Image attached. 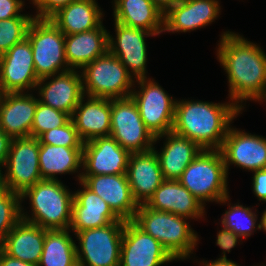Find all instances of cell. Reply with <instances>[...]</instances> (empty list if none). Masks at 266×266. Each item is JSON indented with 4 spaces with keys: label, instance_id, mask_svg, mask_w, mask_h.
I'll list each match as a JSON object with an SVG mask.
<instances>
[{
    "label": "cell",
    "instance_id": "52a82bcc",
    "mask_svg": "<svg viewBox=\"0 0 266 266\" xmlns=\"http://www.w3.org/2000/svg\"><path fill=\"white\" fill-rule=\"evenodd\" d=\"M27 38L39 79L71 70L65 55V34L50 19L34 18L28 28Z\"/></svg>",
    "mask_w": 266,
    "mask_h": 266
},
{
    "label": "cell",
    "instance_id": "ba28073f",
    "mask_svg": "<svg viewBox=\"0 0 266 266\" xmlns=\"http://www.w3.org/2000/svg\"><path fill=\"white\" fill-rule=\"evenodd\" d=\"M125 221L76 232L79 266H120L121 243Z\"/></svg>",
    "mask_w": 266,
    "mask_h": 266
},
{
    "label": "cell",
    "instance_id": "484cf974",
    "mask_svg": "<svg viewBox=\"0 0 266 266\" xmlns=\"http://www.w3.org/2000/svg\"><path fill=\"white\" fill-rule=\"evenodd\" d=\"M166 137L162 151L156 152L164 180H178L186 167L199 155L203 150L196 142L188 138L181 137L173 132L155 138Z\"/></svg>",
    "mask_w": 266,
    "mask_h": 266
},
{
    "label": "cell",
    "instance_id": "9c48e42d",
    "mask_svg": "<svg viewBox=\"0 0 266 266\" xmlns=\"http://www.w3.org/2000/svg\"><path fill=\"white\" fill-rule=\"evenodd\" d=\"M118 144L131 153L153 149L155 137L146 129L132 97L111 99V131Z\"/></svg>",
    "mask_w": 266,
    "mask_h": 266
},
{
    "label": "cell",
    "instance_id": "30bf717a",
    "mask_svg": "<svg viewBox=\"0 0 266 266\" xmlns=\"http://www.w3.org/2000/svg\"><path fill=\"white\" fill-rule=\"evenodd\" d=\"M140 91H132L146 129L156 138L172 132L175 118V104L165 90L154 80L138 79Z\"/></svg>",
    "mask_w": 266,
    "mask_h": 266
},
{
    "label": "cell",
    "instance_id": "7dc6e473",
    "mask_svg": "<svg viewBox=\"0 0 266 266\" xmlns=\"http://www.w3.org/2000/svg\"><path fill=\"white\" fill-rule=\"evenodd\" d=\"M33 4L35 5V3L37 2V0H32Z\"/></svg>",
    "mask_w": 266,
    "mask_h": 266
},
{
    "label": "cell",
    "instance_id": "74e56055",
    "mask_svg": "<svg viewBox=\"0 0 266 266\" xmlns=\"http://www.w3.org/2000/svg\"><path fill=\"white\" fill-rule=\"evenodd\" d=\"M23 6L24 1L22 0H0V20L14 17H31L28 14L19 13Z\"/></svg>",
    "mask_w": 266,
    "mask_h": 266
},
{
    "label": "cell",
    "instance_id": "e0dca14e",
    "mask_svg": "<svg viewBox=\"0 0 266 266\" xmlns=\"http://www.w3.org/2000/svg\"><path fill=\"white\" fill-rule=\"evenodd\" d=\"M80 180L100 196L120 219H134L139 205L132 196L127 174L81 175Z\"/></svg>",
    "mask_w": 266,
    "mask_h": 266
},
{
    "label": "cell",
    "instance_id": "f1b7e54d",
    "mask_svg": "<svg viewBox=\"0 0 266 266\" xmlns=\"http://www.w3.org/2000/svg\"><path fill=\"white\" fill-rule=\"evenodd\" d=\"M102 15L95 0H76L59 9L49 19L65 35H71L99 27Z\"/></svg>",
    "mask_w": 266,
    "mask_h": 266
},
{
    "label": "cell",
    "instance_id": "8992f818",
    "mask_svg": "<svg viewBox=\"0 0 266 266\" xmlns=\"http://www.w3.org/2000/svg\"><path fill=\"white\" fill-rule=\"evenodd\" d=\"M83 94L89 97L118 99L131 96L134 78L126 67L109 50L83 69ZM85 84V85H84ZM86 86V87H85Z\"/></svg>",
    "mask_w": 266,
    "mask_h": 266
},
{
    "label": "cell",
    "instance_id": "603a6c76",
    "mask_svg": "<svg viewBox=\"0 0 266 266\" xmlns=\"http://www.w3.org/2000/svg\"><path fill=\"white\" fill-rule=\"evenodd\" d=\"M146 205L153 210L192 219L202 218L205 213L204 204L178 180H164Z\"/></svg>",
    "mask_w": 266,
    "mask_h": 266
},
{
    "label": "cell",
    "instance_id": "d590c367",
    "mask_svg": "<svg viewBox=\"0 0 266 266\" xmlns=\"http://www.w3.org/2000/svg\"><path fill=\"white\" fill-rule=\"evenodd\" d=\"M39 143L64 147H83L72 120L64 126L53 128L39 137Z\"/></svg>",
    "mask_w": 266,
    "mask_h": 266
},
{
    "label": "cell",
    "instance_id": "277c9868",
    "mask_svg": "<svg viewBox=\"0 0 266 266\" xmlns=\"http://www.w3.org/2000/svg\"><path fill=\"white\" fill-rule=\"evenodd\" d=\"M185 219L188 218L140 204L133 221L159 241L175 260H179L188 258L198 241L197 234Z\"/></svg>",
    "mask_w": 266,
    "mask_h": 266
},
{
    "label": "cell",
    "instance_id": "7c38bea8",
    "mask_svg": "<svg viewBox=\"0 0 266 266\" xmlns=\"http://www.w3.org/2000/svg\"><path fill=\"white\" fill-rule=\"evenodd\" d=\"M38 81L32 47L26 37L0 56V94L31 90Z\"/></svg>",
    "mask_w": 266,
    "mask_h": 266
},
{
    "label": "cell",
    "instance_id": "e575fe53",
    "mask_svg": "<svg viewBox=\"0 0 266 266\" xmlns=\"http://www.w3.org/2000/svg\"><path fill=\"white\" fill-rule=\"evenodd\" d=\"M33 17H14L0 20V56L27 37Z\"/></svg>",
    "mask_w": 266,
    "mask_h": 266
},
{
    "label": "cell",
    "instance_id": "7a4b0ae2",
    "mask_svg": "<svg viewBox=\"0 0 266 266\" xmlns=\"http://www.w3.org/2000/svg\"><path fill=\"white\" fill-rule=\"evenodd\" d=\"M240 111L234 103L176 101L172 132L196 142L202 149L219 150Z\"/></svg>",
    "mask_w": 266,
    "mask_h": 266
},
{
    "label": "cell",
    "instance_id": "7bdbcfd3",
    "mask_svg": "<svg viewBox=\"0 0 266 266\" xmlns=\"http://www.w3.org/2000/svg\"><path fill=\"white\" fill-rule=\"evenodd\" d=\"M156 6H158L163 12H165L171 6L179 3L181 0H151Z\"/></svg>",
    "mask_w": 266,
    "mask_h": 266
},
{
    "label": "cell",
    "instance_id": "cb8c5ba5",
    "mask_svg": "<svg viewBox=\"0 0 266 266\" xmlns=\"http://www.w3.org/2000/svg\"><path fill=\"white\" fill-rule=\"evenodd\" d=\"M88 97L81 98L71 116V120L83 142L97 137L110 136L111 99Z\"/></svg>",
    "mask_w": 266,
    "mask_h": 266
},
{
    "label": "cell",
    "instance_id": "5b68a950",
    "mask_svg": "<svg viewBox=\"0 0 266 266\" xmlns=\"http://www.w3.org/2000/svg\"><path fill=\"white\" fill-rule=\"evenodd\" d=\"M227 175L220 150L203 149L178 181L202 204L205 201L226 203L229 200Z\"/></svg>",
    "mask_w": 266,
    "mask_h": 266
},
{
    "label": "cell",
    "instance_id": "7402d4cb",
    "mask_svg": "<svg viewBox=\"0 0 266 266\" xmlns=\"http://www.w3.org/2000/svg\"><path fill=\"white\" fill-rule=\"evenodd\" d=\"M79 182L83 189L73 193L72 220L69 230L76 233L85 229L103 227L112 222L125 221L120 219L100 196L81 180Z\"/></svg>",
    "mask_w": 266,
    "mask_h": 266
},
{
    "label": "cell",
    "instance_id": "ab89813d",
    "mask_svg": "<svg viewBox=\"0 0 266 266\" xmlns=\"http://www.w3.org/2000/svg\"><path fill=\"white\" fill-rule=\"evenodd\" d=\"M253 191L260 201L266 202V169L253 171Z\"/></svg>",
    "mask_w": 266,
    "mask_h": 266
},
{
    "label": "cell",
    "instance_id": "44dd1931",
    "mask_svg": "<svg viewBox=\"0 0 266 266\" xmlns=\"http://www.w3.org/2000/svg\"><path fill=\"white\" fill-rule=\"evenodd\" d=\"M131 193L138 205L146 204L164 181L156 152L131 153L127 166Z\"/></svg>",
    "mask_w": 266,
    "mask_h": 266
},
{
    "label": "cell",
    "instance_id": "4316f807",
    "mask_svg": "<svg viewBox=\"0 0 266 266\" xmlns=\"http://www.w3.org/2000/svg\"><path fill=\"white\" fill-rule=\"evenodd\" d=\"M109 33L103 24L99 27L71 35H65V55L68 67L84 68L108 51Z\"/></svg>",
    "mask_w": 266,
    "mask_h": 266
},
{
    "label": "cell",
    "instance_id": "836d02e7",
    "mask_svg": "<svg viewBox=\"0 0 266 266\" xmlns=\"http://www.w3.org/2000/svg\"><path fill=\"white\" fill-rule=\"evenodd\" d=\"M70 120L69 114L38 101L31 126V137L39 138L44 132L64 126Z\"/></svg>",
    "mask_w": 266,
    "mask_h": 266
},
{
    "label": "cell",
    "instance_id": "ee69618b",
    "mask_svg": "<svg viewBox=\"0 0 266 266\" xmlns=\"http://www.w3.org/2000/svg\"><path fill=\"white\" fill-rule=\"evenodd\" d=\"M205 262H203V265L205 266H239L238 264H236L235 262L228 260V259H217L215 261H211L209 263L204 264Z\"/></svg>",
    "mask_w": 266,
    "mask_h": 266
},
{
    "label": "cell",
    "instance_id": "4dcf8cb0",
    "mask_svg": "<svg viewBox=\"0 0 266 266\" xmlns=\"http://www.w3.org/2000/svg\"><path fill=\"white\" fill-rule=\"evenodd\" d=\"M77 245L66 230H48L38 266H77Z\"/></svg>",
    "mask_w": 266,
    "mask_h": 266
},
{
    "label": "cell",
    "instance_id": "5bb4252c",
    "mask_svg": "<svg viewBox=\"0 0 266 266\" xmlns=\"http://www.w3.org/2000/svg\"><path fill=\"white\" fill-rule=\"evenodd\" d=\"M130 153L112 136L97 137L83 143L81 175L126 174Z\"/></svg>",
    "mask_w": 266,
    "mask_h": 266
},
{
    "label": "cell",
    "instance_id": "1f68e13d",
    "mask_svg": "<svg viewBox=\"0 0 266 266\" xmlns=\"http://www.w3.org/2000/svg\"><path fill=\"white\" fill-rule=\"evenodd\" d=\"M21 207L20 194L7 188L0 190V245L21 220Z\"/></svg>",
    "mask_w": 266,
    "mask_h": 266
},
{
    "label": "cell",
    "instance_id": "b9f144b4",
    "mask_svg": "<svg viewBox=\"0 0 266 266\" xmlns=\"http://www.w3.org/2000/svg\"><path fill=\"white\" fill-rule=\"evenodd\" d=\"M0 266H38V265L10 257L0 249Z\"/></svg>",
    "mask_w": 266,
    "mask_h": 266
},
{
    "label": "cell",
    "instance_id": "d6986e66",
    "mask_svg": "<svg viewBox=\"0 0 266 266\" xmlns=\"http://www.w3.org/2000/svg\"><path fill=\"white\" fill-rule=\"evenodd\" d=\"M38 99L32 94H0V129L11 139L30 137Z\"/></svg>",
    "mask_w": 266,
    "mask_h": 266
},
{
    "label": "cell",
    "instance_id": "2e32d148",
    "mask_svg": "<svg viewBox=\"0 0 266 266\" xmlns=\"http://www.w3.org/2000/svg\"><path fill=\"white\" fill-rule=\"evenodd\" d=\"M115 31L117 41H114L109 33L108 50L121 61L132 78V75L137 80L147 78V49L144 37L156 34L144 29L128 27L118 22H115ZM130 69L132 71L129 72Z\"/></svg>",
    "mask_w": 266,
    "mask_h": 266
},
{
    "label": "cell",
    "instance_id": "83f0119b",
    "mask_svg": "<svg viewBox=\"0 0 266 266\" xmlns=\"http://www.w3.org/2000/svg\"><path fill=\"white\" fill-rule=\"evenodd\" d=\"M115 22L159 35L163 31L164 12L151 0H114Z\"/></svg>",
    "mask_w": 266,
    "mask_h": 266
},
{
    "label": "cell",
    "instance_id": "8fae6325",
    "mask_svg": "<svg viewBox=\"0 0 266 266\" xmlns=\"http://www.w3.org/2000/svg\"><path fill=\"white\" fill-rule=\"evenodd\" d=\"M39 138L23 137L11 140L4 167L3 186L22 194L27 188L43 180L39 168Z\"/></svg>",
    "mask_w": 266,
    "mask_h": 266
},
{
    "label": "cell",
    "instance_id": "f35d334b",
    "mask_svg": "<svg viewBox=\"0 0 266 266\" xmlns=\"http://www.w3.org/2000/svg\"><path fill=\"white\" fill-rule=\"evenodd\" d=\"M222 228L223 229L217 234L216 244L223 250V256L218 259L225 260L227 259L225 252H230V250L236 246L238 238L241 237L236 235L232 230H228L224 227Z\"/></svg>",
    "mask_w": 266,
    "mask_h": 266
},
{
    "label": "cell",
    "instance_id": "ac0fdd59",
    "mask_svg": "<svg viewBox=\"0 0 266 266\" xmlns=\"http://www.w3.org/2000/svg\"><path fill=\"white\" fill-rule=\"evenodd\" d=\"M55 77V78H52ZM52 78V79H51ZM50 80L44 84L46 80ZM44 84V85H42ZM39 89V102L60 110L72 116L83 94L82 75L69 70L39 79L36 88Z\"/></svg>",
    "mask_w": 266,
    "mask_h": 266
},
{
    "label": "cell",
    "instance_id": "8d00e7d4",
    "mask_svg": "<svg viewBox=\"0 0 266 266\" xmlns=\"http://www.w3.org/2000/svg\"><path fill=\"white\" fill-rule=\"evenodd\" d=\"M74 1L76 0H37L35 6L38 12L34 17L38 19H49L59 9Z\"/></svg>",
    "mask_w": 266,
    "mask_h": 266
},
{
    "label": "cell",
    "instance_id": "f6af8a7d",
    "mask_svg": "<svg viewBox=\"0 0 266 266\" xmlns=\"http://www.w3.org/2000/svg\"><path fill=\"white\" fill-rule=\"evenodd\" d=\"M261 222L257 224L258 226L256 228L258 229H264L266 231V210L263 212L262 218L260 219Z\"/></svg>",
    "mask_w": 266,
    "mask_h": 266
},
{
    "label": "cell",
    "instance_id": "ffe728a7",
    "mask_svg": "<svg viewBox=\"0 0 266 266\" xmlns=\"http://www.w3.org/2000/svg\"><path fill=\"white\" fill-rule=\"evenodd\" d=\"M219 11L217 0H181L164 12L163 31L188 32L207 26Z\"/></svg>",
    "mask_w": 266,
    "mask_h": 266
},
{
    "label": "cell",
    "instance_id": "9a60e30c",
    "mask_svg": "<svg viewBox=\"0 0 266 266\" xmlns=\"http://www.w3.org/2000/svg\"><path fill=\"white\" fill-rule=\"evenodd\" d=\"M219 150L227 173L230 164L251 171L266 169V138L229 127Z\"/></svg>",
    "mask_w": 266,
    "mask_h": 266
},
{
    "label": "cell",
    "instance_id": "4fadbf2b",
    "mask_svg": "<svg viewBox=\"0 0 266 266\" xmlns=\"http://www.w3.org/2000/svg\"><path fill=\"white\" fill-rule=\"evenodd\" d=\"M175 260L164 246L133 220L125 221L120 266H160Z\"/></svg>",
    "mask_w": 266,
    "mask_h": 266
},
{
    "label": "cell",
    "instance_id": "bcb514c9",
    "mask_svg": "<svg viewBox=\"0 0 266 266\" xmlns=\"http://www.w3.org/2000/svg\"><path fill=\"white\" fill-rule=\"evenodd\" d=\"M3 188H4V186H3V174H2V171L0 168V190H2Z\"/></svg>",
    "mask_w": 266,
    "mask_h": 266
},
{
    "label": "cell",
    "instance_id": "60d3db41",
    "mask_svg": "<svg viewBox=\"0 0 266 266\" xmlns=\"http://www.w3.org/2000/svg\"><path fill=\"white\" fill-rule=\"evenodd\" d=\"M11 140L12 139L0 129V168L6 163Z\"/></svg>",
    "mask_w": 266,
    "mask_h": 266
},
{
    "label": "cell",
    "instance_id": "3957f363",
    "mask_svg": "<svg viewBox=\"0 0 266 266\" xmlns=\"http://www.w3.org/2000/svg\"><path fill=\"white\" fill-rule=\"evenodd\" d=\"M20 197L21 201L29 197L33 211L30 218L21 208L22 220L47 230H69L74 194L58 179H43L27 188Z\"/></svg>",
    "mask_w": 266,
    "mask_h": 266
},
{
    "label": "cell",
    "instance_id": "6da1fadb",
    "mask_svg": "<svg viewBox=\"0 0 266 266\" xmlns=\"http://www.w3.org/2000/svg\"><path fill=\"white\" fill-rule=\"evenodd\" d=\"M218 44L217 58L228 74L229 96L238 104L243 100H266V54L244 37L225 32ZM234 100V102H233Z\"/></svg>",
    "mask_w": 266,
    "mask_h": 266
},
{
    "label": "cell",
    "instance_id": "d6a6232c",
    "mask_svg": "<svg viewBox=\"0 0 266 266\" xmlns=\"http://www.w3.org/2000/svg\"><path fill=\"white\" fill-rule=\"evenodd\" d=\"M229 207L223 215L222 226L242 238L249 237L256 227L257 215L252 212L251 208L239 205V203Z\"/></svg>",
    "mask_w": 266,
    "mask_h": 266
},
{
    "label": "cell",
    "instance_id": "f546056e",
    "mask_svg": "<svg viewBox=\"0 0 266 266\" xmlns=\"http://www.w3.org/2000/svg\"><path fill=\"white\" fill-rule=\"evenodd\" d=\"M83 147H64L40 143L39 168L42 179L57 180L56 174L78 172Z\"/></svg>",
    "mask_w": 266,
    "mask_h": 266
},
{
    "label": "cell",
    "instance_id": "d4e9b609",
    "mask_svg": "<svg viewBox=\"0 0 266 266\" xmlns=\"http://www.w3.org/2000/svg\"><path fill=\"white\" fill-rule=\"evenodd\" d=\"M47 231L21 219L6 235L0 249L10 257L38 265Z\"/></svg>",
    "mask_w": 266,
    "mask_h": 266
}]
</instances>
